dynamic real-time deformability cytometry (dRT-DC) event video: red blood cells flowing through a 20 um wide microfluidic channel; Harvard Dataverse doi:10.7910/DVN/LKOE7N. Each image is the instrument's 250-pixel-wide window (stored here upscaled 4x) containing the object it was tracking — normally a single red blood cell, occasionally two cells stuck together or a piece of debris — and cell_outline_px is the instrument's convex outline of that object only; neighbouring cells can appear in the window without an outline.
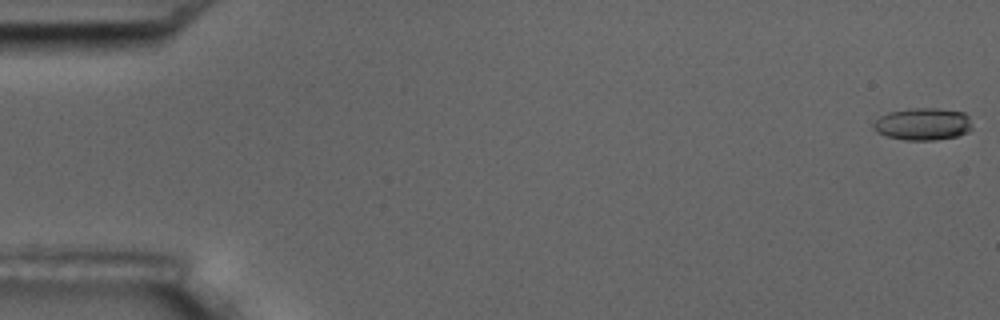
{"species": "common noctule bat (a hibernating species)", "species_latin": "Nyctalus noctula", "temperature_condition": "room temperature", "stored_images_in_passage": 5, "camera_frame_rate_fps": 3000, "um_per_image_px": 0.085, "animal": {"sex": "male", "body_mass_g": 17.5, "forearm_length_mm": 52.3}, "frame": {"image": 1, "passage_image": 1, "time_ms": 0.0, "image_size_px": [1000, 320], "cell_outline_px": [[972, 128], [968, 132], [956, 136], [936, 140], [904, 140], [888, 136], [876, 132], [872, 128], [872, 124], [880, 116], [888, 112], [908, 108], [936, 108], [964, 112], [968, 116], [972, 124]], "centroid_in_image_um": [78.44, 10.54], "position_along_channel_um": 6.6, "area_um2": 18.73}}
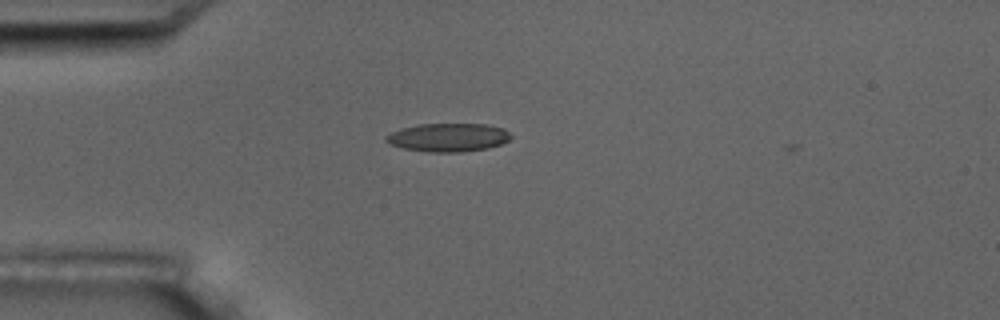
{"frame": {"image": 2, "passage_image": 4, "time_ms": 5.0, "image_size_px": [1000, 320], "cell_outline_px": [[512, 136], [508, 140], [500, 144], [488, 148], [460, 152], [428, 152], [404, 148], [388, 144], [384, 140], [384, 136], [400, 128], [420, 124], [488, 124], [504, 128]], "centroid_in_image_um": [38.07, 11.68], "position_along_channel_um": 46.9, "area_um2": 20.75}}